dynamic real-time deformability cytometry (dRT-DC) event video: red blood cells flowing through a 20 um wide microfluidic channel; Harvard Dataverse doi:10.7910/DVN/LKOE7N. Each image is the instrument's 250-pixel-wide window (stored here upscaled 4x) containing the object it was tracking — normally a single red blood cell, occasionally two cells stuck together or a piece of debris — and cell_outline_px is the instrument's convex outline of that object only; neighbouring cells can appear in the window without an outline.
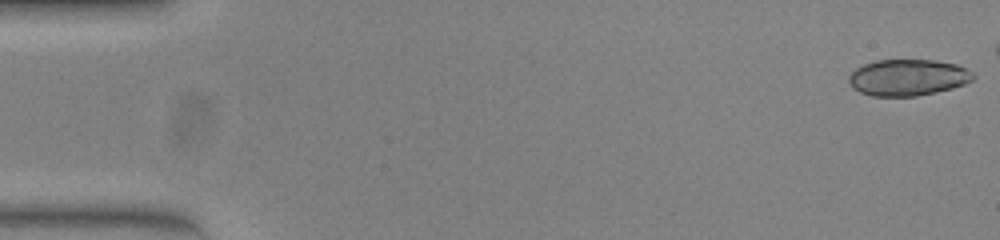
{"species": "common noctule bat (a hibernating species)", "species_latin": "Nyctalus noctula", "temperature_condition": "warm", "stored_images_in_passage": 9, "camera_frame_rate_fps": 3000, "um_per_image_px": 0.085, "animal": {"sex": "female", "body_mass_g": 23.0, "forearm_length_mm": 53.4}, "frame": {"image": 1, "passage_image": 1, "time_ms": 0.0, "image_size_px": [1000, 240], "cell_outline_px": [[976, 76], [972, 80], [964, 84], [952, 88], [916, 96], [872, 96], [860, 92], [852, 88], [848, 80], [848, 76], [856, 68], [864, 64], [876, 60], [932, 60], [956, 64], [972, 72]], "centroid_in_image_um": [77.14, 6.59], "position_along_channel_um": 7.9, "area_um2": 26.3}}